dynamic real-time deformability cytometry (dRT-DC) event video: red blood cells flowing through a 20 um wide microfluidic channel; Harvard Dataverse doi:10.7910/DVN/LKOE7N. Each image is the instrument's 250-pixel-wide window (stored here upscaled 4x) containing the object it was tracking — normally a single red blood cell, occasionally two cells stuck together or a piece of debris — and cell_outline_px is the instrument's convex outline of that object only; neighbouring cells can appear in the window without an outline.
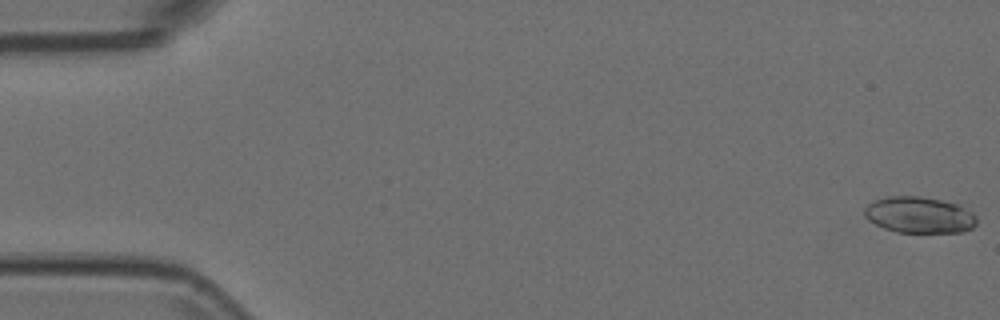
{"species": "Egyptian fruit bat (a non-hibernating species)", "species_latin": "Rousettus aegyptiacus", "temperature_condition": "room temperature", "stored_images_in_passage": 55, "camera_frame_rate_fps": 3000, "um_per_image_px": 0.085, "animal": {"sex": "female"}, "frame": {"image": 1, "passage_image": 1, "time_ms": 0.0, "image_size_px": [1000, 320], "cell_outline_px": [[976, 224], [972, 228], [960, 232], [896, 232], [884, 228], [868, 220], [864, 216], [864, 208], [872, 200], [888, 196], [920, 196], [960, 204], [972, 212], [976, 216]], "centroid_in_image_um": [78.12, 18.26], "position_along_channel_um": 6.9, "area_um2": 23.87}}
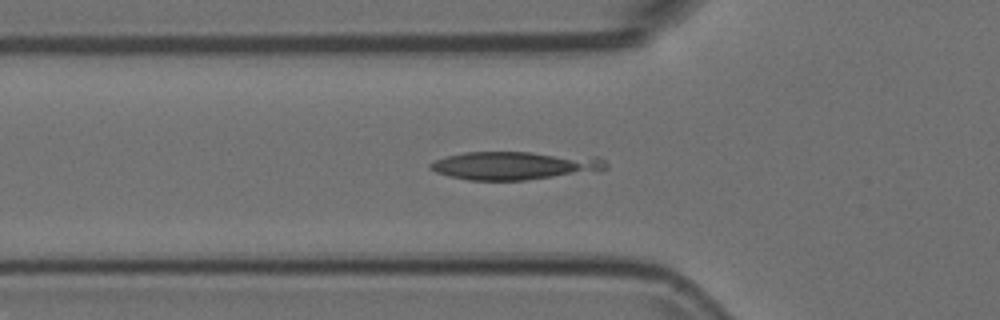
{"frame": {"image": 2, "passage_image": 19, "time_ms": 6.0, "image_size_px": [1000, 320], "cell_outline_px": [[608, 168], [524, 180], [468, 180], [448, 176], [436, 172], [428, 168], [428, 164], [444, 156], [464, 152], [528, 152], [600, 156], [608, 164]], "centroid_in_image_um": [43.67, 14.05], "position_along_channel_um": 82.1, "area_um2": 28.67}}
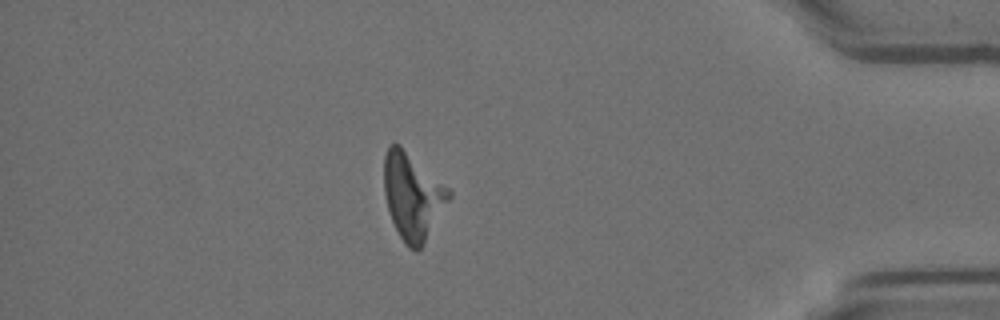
{"frame": {"image": 3, "passage_image": 48, "time_ms": 15.667, "image_size_px": [1000, 320], "cell_outline_px": [[452, 196], [420, 248], [416, 252], [408, 248], [400, 236], [392, 220], [388, 208], [384, 192], [384, 156], [388, 144], [400, 144], [448, 188], [452, 192]], "centroid_in_image_um": [35.05, 16.65], "position_along_channel_um": 400.1, "area_um2": 32.25}}